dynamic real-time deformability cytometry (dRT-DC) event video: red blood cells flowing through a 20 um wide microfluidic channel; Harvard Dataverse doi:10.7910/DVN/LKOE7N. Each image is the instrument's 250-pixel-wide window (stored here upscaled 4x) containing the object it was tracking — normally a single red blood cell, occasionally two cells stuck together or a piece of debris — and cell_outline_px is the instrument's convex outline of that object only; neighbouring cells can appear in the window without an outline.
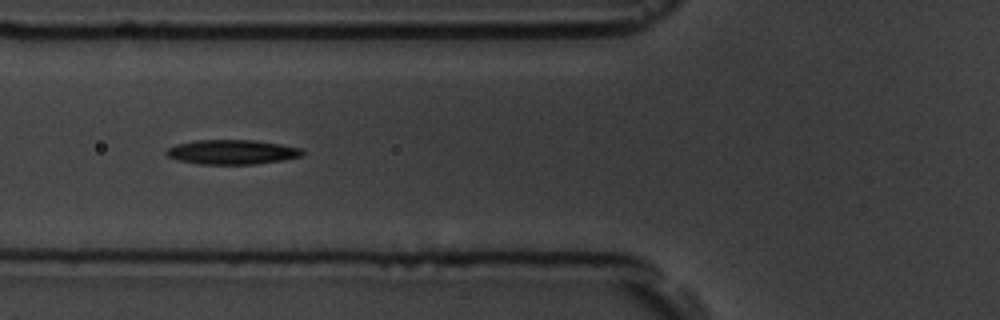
{"species": "common noctule bat (a hibernating species)", "species_latin": "Nyctalus noctula", "temperature_condition": "room temperature", "stored_images_in_passage": 12, "camera_frame_rate_fps": 3000, "um_per_image_px": 0.085, "animal": {"sex": "male", "body_mass_g": 19.5, "forearm_length_mm": 54.6}, "frame": {"image": 1, "passage_image": 3, "time_ms": 3.0, "image_size_px": [1000, 320], "cell_outline_px": [[304, 152], [300, 156], [280, 160], [252, 164], [200, 164], [176, 160], [168, 156], [164, 152], [168, 148], [176, 144], [196, 140], [256, 140], [304, 148]], "centroid_in_image_um": [19.7, 12.91], "position_along_channel_um": 106.1, "area_um2": 19.42}}
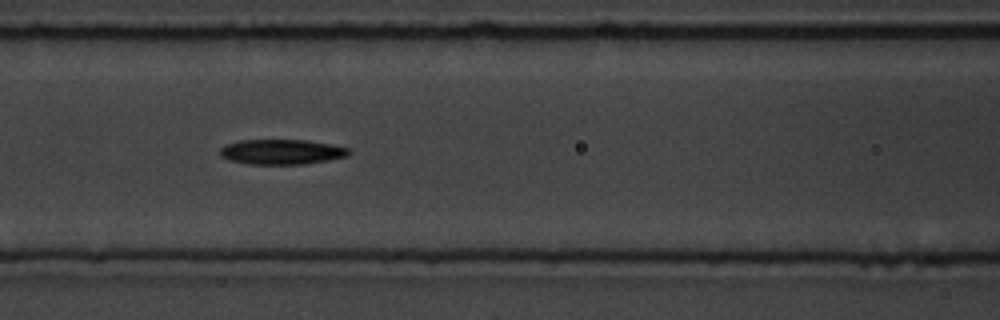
{"frame": {"image": 2, "passage_image": 4, "time_ms": 4.0, "image_size_px": [1000, 320], "cell_outline_px": [[352, 152], [348, 156], [328, 160], [304, 164], [248, 164], [228, 160], [220, 156], [220, 148], [228, 144], [240, 140], [304, 140], [332, 144], [348, 148]], "centroid_in_image_um": [23.95, 12.91], "position_along_channel_um": 142.7, "area_um2": 18.84}}
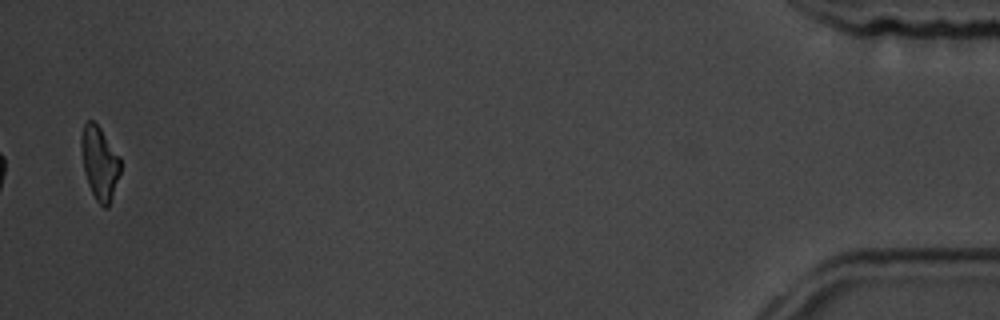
{"frame": {"image": 3, "passage_image": 12, "time_ms": 14.333, "image_size_px": [1000, 320], "cell_outline_px": [[120, 172], [108, 208], [104, 208], [96, 200], [88, 184], [84, 172], [80, 144], [80, 136], [84, 124], [88, 120], [92, 120], [100, 128], [120, 156]], "centroid_in_image_um": [8.45, 13.84], "position_along_channel_um": 426.8, "area_um2": 16.65}, "authors_computed_cell_mechanics": {"area_um2": 18.6116, "velocity_mm_per_s": 3.6276, "shape_relaxation_time_tau1_ms": 2.2462, "shape_relaxation_time_tau2_ms": 10.1154, "deformation_change_tau1": 0.0852, "deformation_change_tau2": 0.2249}}